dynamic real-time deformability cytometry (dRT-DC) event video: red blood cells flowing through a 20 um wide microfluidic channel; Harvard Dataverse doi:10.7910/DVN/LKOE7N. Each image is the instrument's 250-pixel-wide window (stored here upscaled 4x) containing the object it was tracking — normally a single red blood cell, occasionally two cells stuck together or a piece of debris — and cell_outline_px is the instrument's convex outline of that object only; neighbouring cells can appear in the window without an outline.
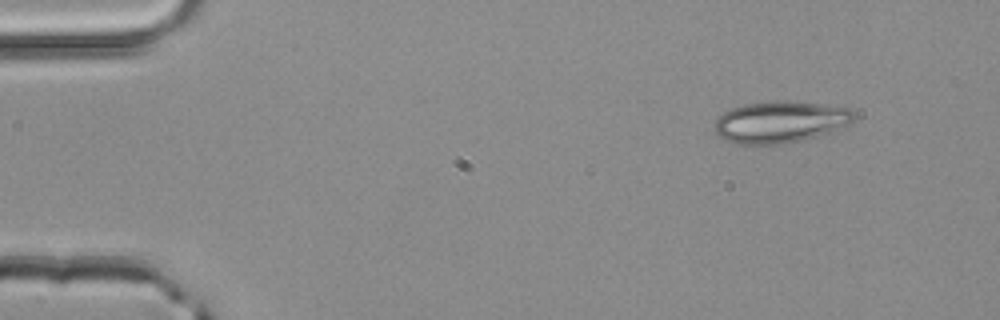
{"species": "common noctule bat (a hibernating species)", "species_latin": "Nyctalus noctula", "temperature_condition": "room temperature", "stored_images_in_passage": 3, "camera_frame_rate_fps": 3000, "um_per_image_px": 0.085, "animal": {"sex": "male", "body_mass_g": 20.4}, "frame": {"image": 1, "passage_image": 1, "time_ms": 0.0, "image_size_px": [1000, 320], "cell_outline_px": [[856, 116], [848, 124], [828, 132], [804, 140], [780, 144], [740, 144], [724, 140], [712, 128], [716, 116], [732, 108], [744, 104], [776, 100], [784, 100], [824, 104], [848, 108]], "centroid_in_image_um": [66.26, 10.36], "position_along_channel_um": 18.7, "area_um2": 33.93}}